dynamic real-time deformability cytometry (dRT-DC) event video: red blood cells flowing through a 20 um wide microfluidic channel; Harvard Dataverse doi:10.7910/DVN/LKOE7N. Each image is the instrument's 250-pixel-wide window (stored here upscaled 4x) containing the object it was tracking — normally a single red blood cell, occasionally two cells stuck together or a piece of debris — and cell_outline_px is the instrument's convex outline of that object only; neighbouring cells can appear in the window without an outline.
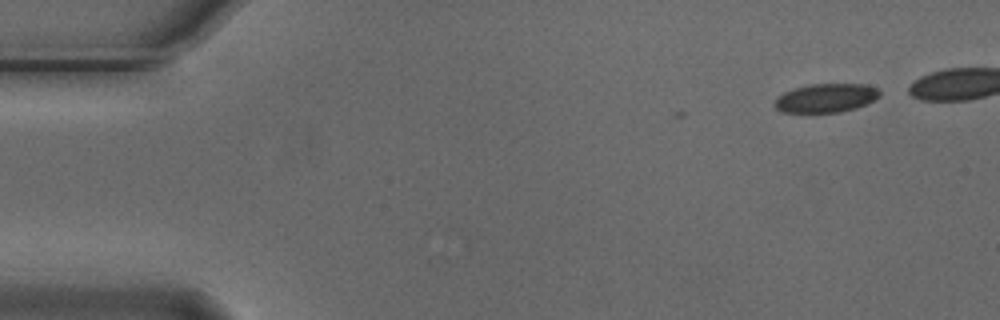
{"species": "Egyptian fruit bat (a non-hibernating species)", "species_latin": "Rousettus aegyptiacus", "temperature_condition": "cold", "stored_images_in_passage": 9, "camera_frame_rate_fps": 3000, "um_per_image_px": 0.085, "animal": {"sex": "male"}, "frame": {"image": 1, "passage_image": 1, "time_ms": 0.0, "image_size_px": [1000, 320], "cell_outline_px": [[880, 96], [856, 108], [840, 112], [780, 112], [776, 108], [776, 100], [784, 92], [808, 84], [864, 84], [876, 88], [880, 92]], "centroid_in_image_um": [70.21, 8.33], "position_along_channel_um": 14.8, "area_um2": 17.28}}